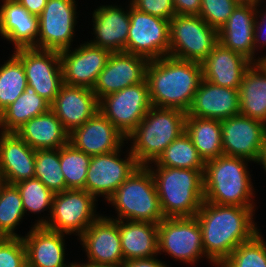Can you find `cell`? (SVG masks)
<instances>
[{
    "label": "cell",
    "mask_w": 266,
    "mask_h": 267,
    "mask_svg": "<svg viewBox=\"0 0 266 267\" xmlns=\"http://www.w3.org/2000/svg\"><path fill=\"white\" fill-rule=\"evenodd\" d=\"M254 208L203 201L196 218L201 228L205 257L211 264L219 267L241 243L259 232L253 220Z\"/></svg>",
    "instance_id": "obj_1"
},
{
    "label": "cell",
    "mask_w": 266,
    "mask_h": 267,
    "mask_svg": "<svg viewBox=\"0 0 266 267\" xmlns=\"http://www.w3.org/2000/svg\"><path fill=\"white\" fill-rule=\"evenodd\" d=\"M146 80L153 107L187 112L203 80L202 64L167 55L149 61Z\"/></svg>",
    "instance_id": "obj_2"
},
{
    "label": "cell",
    "mask_w": 266,
    "mask_h": 267,
    "mask_svg": "<svg viewBox=\"0 0 266 267\" xmlns=\"http://www.w3.org/2000/svg\"><path fill=\"white\" fill-rule=\"evenodd\" d=\"M250 160L221 155L205 162L204 201L218 205L254 207ZM252 199V200H251Z\"/></svg>",
    "instance_id": "obj_3"
},
{
    "label": "cell",
    "mask_w": 266,
    "mask_h": 267,
    "mask_svg": "<svg viewBox=\"0 0 266 267\" xmlns=\"http://www.w3.org/2000/svg\"><path fill=\"white\" fill-rule=\"evenodd\" d=\"M146 166L152 173L164 218L196 216L204 201L203 172Z\"/></svg>",
    "instance_id": "obj_4"
},
{
    "label": "cell",
    "mask_w": 266,
    "mask_h": 267,
    "mask_svg": "<svg viewBox=\"0 0 266 267\" xmlns=\"http://www.w3.org/2000/svg\"><path fill=\"white\" fill-rule=\"evenodd\" d=\"M186 112L151 107L138 126L126 137L139 165L155 162L165 148L185 131Z\"/></svg>",
    "instance_id": "obj_5"
},
{
    "label": "cell",
    "mask_w": 266,
    "mask_h": 267,
    "mask_svg": "<svg viewBox=\"0 0 266 267\" xmlns=\"http://www.w3.org/2000/svg\"><path fill=\"white\" fill-rule=\"evenodd\" d=\"M117 211L113 220H131L159 224L164 219L159 196L150 169L139 165L107 200Z\"/></svg>",
    "instance_id": "obj_6"
},
{
    "label": "cell",
    "mask_w": 266,
    "mask_h": 267,
    "mask_svg": "<svg viewBox=\"0 0 266 267\" xmlns=\"http://www.w3.org/2000/svg\"><path fill=\"white\" fill-rule=\"evenodd\" d=\"M97 199L85 190L67 189L54 193L51 214L42 217L34 226L80 237L101 215L96 214ZM75 232V233H74Z\"/></svg>",
    "instance_id": "obj_7"
},
{
    "label": "cell",
    "mask_w": 266,
    "mask_h": 267,
    "mask_svg": "<svg viewBox=\"0 0 266 267\" xmlns=\"http://www.w3.org/2000/svg\"><path fill=\"white\" fill-rule=\"evenodd\" d=\"M169 56L202 63L219 43L218 30L199 15H178L170 19Z\"/></svg>",
    "instance_id": "obj_8"
},
{
    "label": "cell",
    "mask_w": 266,
    "mask_h": 267,
    "mask_svg": "<svg viewBox=\"0 0 266 267\" xmlns=\"http://www.w3.org/2000/svg\"><path fill=\"white\" fill-rule=\"evenodd\" d=\"M161 252L190 265L205 256L196 216L164 218L159 222L158 253L161 255Z\"/></svg>",
    "instance_id": "obj_9"
},
{
    "label": "cell",
    "mask_w": 266,
    "mask_h": 267,
    "mask_svg": "<svg viewBox=\"0 0 266 267\" xmlns=\"http://www.w3.org/2000/svg\"><path fill=\"white\" fill-rule=\"evenodd\" d=\"M152 107L147 80L103 97L99 111L127 137Z\"/></svg>",
    "instance_id": "obj_10"
},
{
    "label": "cell",
    "mask_w": 266,
    "mask_h": 267,
    "mask_svg": "<svg viewBox=\"0 0 266 267\" xmlns=\"http://www.w3.org/2000/svg\"><path fill=\"white\" fill-rule=\"evenodd\" d=\"M170 20L141 12L130 4V28L126 52L150 60L169 55Z\"/></svg>",
    "instance_id": "obj_11"
},
{
    "label": "cell",
    "mask_w": 266,
    "mask_h": 267,
    "mask_svg": "<svg viewBox=\"0 0 266 267\" xmlns=\"http://www.w3.org/2000/svg\"><path fill=\"white\" fill-rule=\"evenodd\" d=\"M75 0H47L38 16L36 49L63 51L71 48L77 20Z\"/></svg>",
    "instance_id": "obj_12"
},
{
    "label": "cell",
    "mask_w": 266,
    "mask_h": 267,
    "mask_svg": "<svg viewBox=\"0 0 266 267\" xmlns=\"http://www.w3.org/2000/svg\"><path fill=\"white\" fill-rule=\"evenodd\" d=\"M14 54L22 62L28 85L52 104L63 84L59 51L20 48Z\"/></svg>",
    "instance_id": "obj_13"
},
{
    "label": "cell",
    "mask_w": 266,
    "mask_h": 267,
    "mask_svg": "<svg viewBox=\"0 0 266 267\" xmlns=\"http://www.w3.org/2000/svg\"><path fill=\"white\" fill-rule=\"evenodd\" d=\"M127 151L125 159L120 158L121 148L108 154L92 156L84 190L95 198L101 195L108 200L139 166L135 156Z\"/></svg>",
    "instance_id": "obj_14"
},
{
    "label": "cell",
    "mask_w": 266,
    "mask_h": 267,
    "mask_svg": "<svg viewBox=\"0 0 266 267\" xmlns=\"http://www.w3.org/2000/svg\"><path fill=\"white\" fill-rule=\"evenodd\" d=\"M88 261L77 266H121L124 256L121 250L119 220L101 215L79 237Z\"/></svg>",
    "instance_id": "obj_15"
},
{
    "label": "cell",
    "mask_w": 266,
    "mask_h": 267,
    "mask_svg": "<svg viewBox=\"0 0 266 267\" xmlns=\"http://www.w3.org/2000/svg\"><path fill=\"white\" fill-rule=\"evenodd\" d=\"M111 51L84 42L74 50L60 51L63 83L93 89L98 75L106 66Z\"/></svg>",
    "instance_id": "obj_16"
},
{
    "label": "cell",
    "mask_w": 266,
    "mask_h": 267,
    "mask_svg": "<svg viewBox=\"0 0 266 267\" xmlns=\"http://www.w3.org/2000/svg\"><path fill=\"white\" fill-rule=\"evenodd\" d=\"M223 155L258 162L266 134V124L238 114L221 120Z\"/></svg>",
    "instance_id": "obj_17"
},
{
    "label": "cell",
    "mask_w": 266,
    "mask_h": 267,
    "mask_svg": "<svg viewBox=\"0 0 266 267\" xmlns=\"http://www.w3.org/2000/svg\"><path fill=\"white\" fill-rule=\"evenodd\" d=\"M149 60L127 52H112L92 89L97 99L146 80Z\"/></svg>",
    "instance_id": "obj_18"
},
{
    "label": "cell",
    "mask_w": 266,
    "mask_h": 267,
    "mask_svg": "<svg viewBox=\"0 0 266 267\" xmlns=\"http://www.w3.org/2000/svg\"><path fill=\"white\" fill-rule=\"evenodd\" d=\"M126 137L100 111L73 129L68 142L87 155L108 154L123 147Z\"/></svg>",
    "instance_id": "obj_19"
},
{
    "label": "cell",
    "mask_w": 266,
    "mask_h": 267,
    "mask_svg": "<svg viewBox=\"0 0 266 267\" xmlns=\"http://www.w3.org/2000/svg\"><path fill=\"white\" fill-rule=\"evenodd\" d=\"M51 110L70 133L99 111V100L90 88L62 84Z\"/></svg>",
    "instance_id": "obj_20"
},
{
    "label": "cell",
    "mask_w": 266,
    "mask_h": 267,
    "mask_svg": "<svg viewBox=\"0 0 266 267\" xmlns=\"http://www.w3.org/2000/svg\"><path fill=\"white\" fill-rule=\"evenodd\" d=\"M240 114L239 89L221 87L202 80L187 116L224 120Z\"/></svg>",
    "instance_id": "obj_21"
},
{
    "label": "cell",
    "mask_w": 266,
    "mask_h": 267,
    "mask_svg": "<svg viewBox=\"0 0 266 267\" xmlns=\"http://www.w3.org/2000/svg\"><path fill=\"white\" fill-rule=\"evenodd\" d=\"M65 233L45 226H32L22 236L26 248L27 267H77V262H65Z\"/></svg>",
    "instance_id": "obj_22"
},
{
    "label": "cell",
    "mask_w": 266,
    "mask_h": 267,
    "mask_svg": "<svg viewBox=\"0 0 266 267\" xmlns=\"http://www.w3.org/2000/svg\"><path fill=\"white\" fill-rule=\"evenodd\" d=\"M126 11L116 5H102L93 13V34L89 43L111 52H126L130 28V3Z\"/></svg>",
    "instance_id": "obj_23"
},
{
    "label": "cell",
    "mask_w": 266,
    "mask_h": 267,
    "mask_svg": "<svg viewBox=\"0 0 266 267\" xmlns=\"http://www.w3.org/2000/svg\"><path fill=\"white\" fill-rule=\"evenodd\" d=\"M35 153L16 132L0 133V170L7 184L34 178Z\"/></svg>",
    "instance_id": "obj_24"
},
{
    "label": "cell",
    "mask_w": 266,
    "mask_h": 267,
    "mask_svg": "<svg viewBox=\"0 0 266 267\" xmlns=\"http://www.w3.org/2000/svg\"><path fill=\"white\" fill-rule=\"evenodd\" d=\"M201 64L204 80L221 87L239 89L252 62L218 43Z\"/></svg>",
    "instance_id": "obj_25"
},
{
    "label": "cell",
    "mask_w": 266,
    "mask_h": 267,
    "mask_svg": "<svg viewBox=\"0 0 266 267\" xmlns=\"http://www.w3.org/2000/svg\"><path fill=\"white\" fill-rule=\"evenodd\" d=\"M0 34L13 42L15 50L36 48L38 16L29 13L17 0L3 1L0 7Z\"/></svg>",
    "instance_id": "obj_26"
},
{
    "label": "cell",
    "mask_w": 266,
    "mask_h": 267,
    "mask_svg": "<svg viewBox=\"0 0 266 267\" xmlns=\"http://www.w3.org/2000/svg\"><path fill=\"white\" fill-rule=\"evenodd\" d=\"M256 6L237 5L227 22L218 30L219 43L254 63V23Z\"/></svg>",
    "instance_id": "obj_27"
},
{
    "label": "cell",
    "mask_w": 266,
    "mask_h": 267,
    "mask_svg": "<svg viewBox=\"0 0 266 267\" xmlns=\"http://www.w3.org/2000/svg\"><path fill=\"white\" fill-rule=\"evenodd\" d=\"M119 233L124 261L158 255V224L119 220Z\"/></svg>",
    "instance_id": "obj_28"
},
{
    "label": "cell",
    "mask_w": 266,
    "mask_h": 267,
    "mask_svg": "<svg viewBox=\"0 0 266 267\" xmlns=\"http://www.w3.org/2000/svg\"><path fill=\"white\" fill-rule=\"evenodd\" d=\"M16 133L34 150L61 148L69 136L51 109L27 121Z\"/></svg>",
    "instance_id": "obj_29"
},
{
    "label": "cell",
    "mask_w": 266,
    "mask_h": 267,
    "mask_svg": "<svg viewBox=\"0 0 266 267\" xmlns=\"http://www.w3.org/2000/svg\"><path fill=\"white\" fill-rule=\"evenodd\" d=\"M240 114L266 124V69L252 63L239 88Z\"/></svg>",
    "instance_id": "obj_30"
},
{
    "label": "cell",
    "mask_w": 266,
    "mask_h": 267,
    "mask_svg": "<svg viewBox=\"0 0 266 267\" xmlns=\"http://www.w3.org/2000/svg\"><path fill=\"white\" fill-rule=\"evenodd\" d=\"M50 109L51 104L27 85L21 96L0 113V132H16L27 121Z\"/></svg>",
    "instance_id": "obj_31"
},
{
    "label": "cell",
    "mask_w": 266,
    "mask_h": 267,
    "mask_svg": "<svg viewBox=\"0 0 266 267\" xmlns=\"http://www.w3.org/2000/svg\"><path fill=\"white\" fill-rule=\"evenodd\" d=\"M185 132L190 136L204 162L223 155L220 120L186 116Z\"/></svg>",
    "instance_id": "obj_32"
},
{
    "label": "cell",
    "mask_w": 266,
    "mask_h": 267,
    "mask_svg": "<svg viewBox=\"0 0 266 267\" xmlns=\"http://www.w3.org/2000/svg\"><path fill=\"white\" fill-rule=\"evenodd\" d=\"M152 163L155 166L194 169L203 173L205 166V162L185 131L170 143L159 158Z\"/></svg>",
    "instance_id": "obj_33"
},
{
    "label": "cell",
    "mask_w": 266,
    "mask_h": 267,
    "mask_svg": "<svg viewBox=\"0 0 266 267\" xmlns=\"http://www.w3.org/2000/svg\"><path fill=\"white\" fill-rule=\"evenodd\" d=\"M27 85L22 62L13 53L0 65V113L21 96Z\"/></svg>",
    "instance_id": "obj_34"
},
{
    "label": "cell",
    "mask_w": 266,
    "mask_h": 267,
    "mask_svg": "<svg viewBox=\"0 0 266 267\" xmlns=\"http://www.w3.org/2000/svg\"><path fill=\"white\" fill-rule=\"evenodd\" d=\"M91 158L92 156L74 148L69 142L60 148V166L66 190H84Z\"/></svg>",
    "instance_id": "obj_35"
},
{
    "label": "cell",
    "mask_w": 266,
    "mask_h": 267,
    "mask_svg": "<svg viewBox=\"0 0 266 267\" xmlns=\"http://www.w3.org/2000/svg\"><path fill=\"white\" fill-rule=\"evenodd\" d=\"M24 216L19 190L14 184H6L0 193V237H22L15 229Z\"/></svg>",
    "instance_id": "obj_36"
},
{
    "label": "cell",
    "mask_w": 266,
    "mask_h": 267,
    "mask_svg": "<svg viewBox=\"0 0 266 267\" xmlns=\"http://www.w3.org/2000/svg\"><path fill=\"white\" fill-rule=\"evenodd\" d=\"M34 177L53 193L66 190L65 178L60 166V148L36 150Z\"/></svg>",
    "instance_id": "obj_37"
},
{
    "label": "cell",
    "mask_w": 266,
    "mask_h": 267,
    "mask_svg": "<svg viewBox=\"0 0 266 267\" xmlns=\"http://www.w3.org/2000/svg\"><path fill=\"white\" fill-rule=\"evenodd\" d=\"M260 233L241 243L219 267H266V242Z\"/></svg>",
    "instance_id": "obj_38"
},
{
    "label": "cell",
    "mask_w": 266,
    "mask_h": 267,
    "mask_svg": "<svg viewBox=\"0 0 266 267\" xmlns=\"http://www.w3.org/2000/svg\"><path fill=\"white\" fill-rule=\"evenodd\" d=\"M14 185L19 190L25 213L37 214L49 209L51 214L54 193L39 179L34 177Z\"/></svg>",
    "instance_id": "obj_39"
},
{
    "label": "cell",
    "mask_w": 266,
    "mask_h": 267,
    "mask_svg": "<svg viewBox=\"0 0 266 267\" xmlns=\"http://www.w3.org/2000/svg\"><path fill=\"white\" fill-rule=\"evenodd\" d=\"M237 4L233 0H201L199 16L219 30L229 19Z\"/></svg>",
    "instance_id": "obj_40"
},
{
    "label": "cell",
    "mask_w": 266,
    "mask_h": 267,
    "mask_svg": "<svg viewBox=\"0 0 266 267\" xmlns=\"http://www.w3.org/2000/svg\"><path fill=\"white\" fill-rule=\"evenodd\" d=\"M0 267H27L22 237H0Z\"/></svg>",
    "instance_id": "obj_41"
},
{
    "label": "cell",
    "mask_w": 266,
    "mask_h": 267,
    "mask_svg": "<svg viewBox=\"0 0 266 267\" xmlns=\"http://www.w3.org/2000/svg\"><path fill=\"white\" fill-rule=\"evenodd\" d=\"M135 9L153 16L170 20L176 15L173 0H130Z\"/></svg>",
    "instance_id": "obj_42"
},
{
    "label": "cell",
    "mask_w": 266,
    "mask_h": 267,
    "mask_svg": "<svg viewBox=\"0 0 266 267\" xmlns=\"http://www.w3.org/2000/svg\"><path fill=\"white\" fill-rule=\"evenodd\" d=\"M257 7H260V6L259 5L256 6V18H255V23H254V41H253L254 63H260L261 59H262L259 56H258L259 59L258 58L256 59V57H255L256 52L255 51H257L261 47H265V45H266V11H265V13L263 12V14H262L261 11H259ZM259 12H260L261 16L259 15ZM258 18H261V20Z\"/></svg>",
    "instance_id": "obj_43"
},
{
    "label": "cell",
    "mask_w": 266,
    "mask_h": 267,
    "mask_svg": "<svg viewBox=\"0 0 266 267\" xmlns=\"http://www.w3.org/2000/svg\"><path fill=\"white\" fill-rule=\"evenodd\" d=\"M173 5L178 15H199L201 0H173Z\"/></svg>",
    "instance_id": "obj_44"
},
{
    "label": "cell",
    "mask_w": 266,
    "mask_h": 267,
    "mask_svg": "<svg viewBox=\"0 0 266 267\" xmlns=\"http://www.w3.org/2000/svg\"><path fill=\"white\" fill-rule=\"evenodd\" d=\"M166 263L160 261L156 256L126 260L122 263L121 267H167ZM169 267V266H168Z\"/></svg>",
    "instance_id": "obj_45"
},
{
    "label": "cell",
    "mask_w": 266,
    "mask_h": 267,
    "mask_svg": "<svg viewBox=\"0 0 266 267\" xmlns=\"http://www.w3.org/2000/svg\"><path fill=\"white\" fill-rule=\"evenodd\" d=\"M29 13L39 16L47 0H17Z\"/></svg>",
    "instance_id": "obj_46"
},
{
    "label": "cell",
    "mask_w": 266,
    "mask_h": 267,
    "mask_svg": "<svg viewBox=\"0 0 266 267\" xmlns=\"http://www.w3.org/2000/svg\"><path fill=\"white\" fill-rule=\"evenodd\" d=\"M257 163H259V164L261 163V165H263L262 166L263 169H265V172H266V134H265V138H264V141H263L260 158H259Z\"/></svg>",
    "instance_id": "obj_47"
},
{
    "label": "cell",
    "mask_w": 266,
    "mask_h": 267,
    "mask_svg": "<svg viewBox=\"0 0 266 267\" xmlns=\"http://www.w3.org/2000/svg\"><path fill=\"white\" fill-rule=\"evenodd\" d=\"M237 5L241 6H257L260 5V0H233Z\"/></svg>",
    "instance_id": "obj_48"
},
{
    "label": "cell",
    "mask_w": 266,
    "mask_h": 267,
    "mask_svg": "<svg viewBox=\"0 0 266 267\" xmlns=\"http://www.w3.org/2000/svg\"><path fill=\"white\" fill-rule=\"evenodd\" d=\"M6 180H5V177L3 175V173L1 172L0 170V193L2 191V188L6 185Z\"/></svg>",
    "instance_id": "obj_49"
},
{
    "label": "cell",
    "mask_w": 266,
    "mask_h": 267,
    "mask_svg": "<svg viewBox=\"0 0 266 267\" xmlns=\"http://www.w3.org/2000/svg\"><path fill=\"white\" fill-rule=\"evenodd\" d=\"M262 59H261V64L263 65V67L266 69V56L264 57H261Z\"/></svg>",
    "instance_id": "obj_50"
},
{
    "label": "cell",
    "mask_w": 266,
    "mask_h": 267,
    "mask_svg": "<svg viewBox=\"0 0 266 267\" xmlns=\"http://www.w3.org/2000/svg\"><path fill=\"white\" fill-rule=\"evenodd\" d=\"M77 267H121V266H77Z\"/></svg>",
    "instance_id": "obj_51"
}]
</instances>
